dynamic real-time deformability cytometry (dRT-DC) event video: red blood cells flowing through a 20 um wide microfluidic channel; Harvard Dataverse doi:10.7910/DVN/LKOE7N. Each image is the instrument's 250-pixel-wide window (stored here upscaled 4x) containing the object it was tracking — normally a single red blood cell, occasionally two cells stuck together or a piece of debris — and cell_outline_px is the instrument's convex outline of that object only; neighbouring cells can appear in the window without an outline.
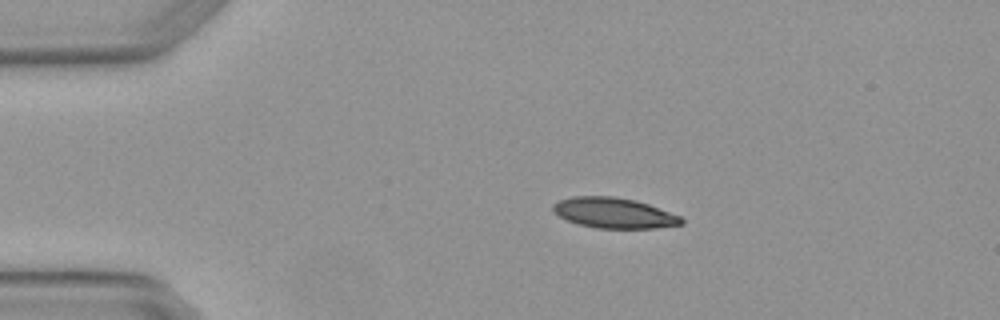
{"species": "Egyptian fruit bat (a non-hibernating species)", "species_latin": "Rousettus aegyptiacus", "temperature_condition": "warm", "stored_images_in_passage": 2, "camera_frame_rate_fps": 3000, "um_per_image_px": 0.085, "animal": {"sex": "female"}, "frame": {"image": 1, "passage_image": 1, "time_ms": 0.0, "image_size_px": [1000, 320], "cell_outline_px": [[684, 224], [656, 228], [596, 228], [580, 224], [568, 220], [560, 216], [552, 208], [552, 204], [560, 200], [572, 196], [612, 196], [636, 200], [648, 204], [680, 216], [684, 220]], "centroid_in_image_um": [52.21, 18.1], "position_along_channel_um": 32.8, "area_um2": 22.6}}